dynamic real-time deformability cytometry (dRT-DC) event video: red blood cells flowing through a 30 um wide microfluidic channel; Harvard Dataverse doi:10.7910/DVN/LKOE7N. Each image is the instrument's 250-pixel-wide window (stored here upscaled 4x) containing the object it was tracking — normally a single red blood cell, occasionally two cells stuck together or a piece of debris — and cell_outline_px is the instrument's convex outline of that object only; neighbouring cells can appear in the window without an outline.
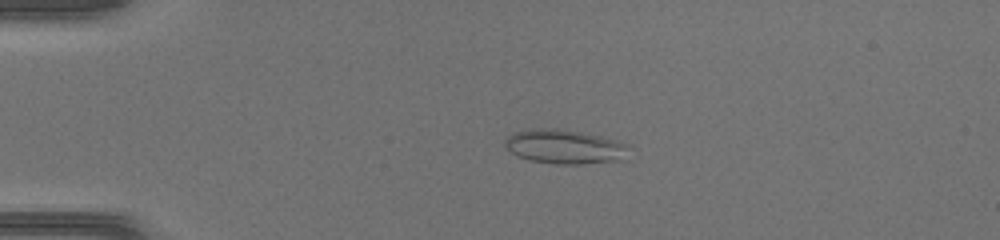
{"species": "common noctule bat (a hibernating species)", "species_latin": "Nyctalus noctula", "temperature_condition": "warm", "stored_images_in_passage": 39, "camera_frame_rate_fps": 3000, "um_per_image_px": 0.085, "animal": {"sex": "female", "body_mass_g": 17.0, "forearm_length_mm": 48.0}, "frame": {"image": 1, "passage_image": 4, "time_ms": 1.0, "image_size_px": [1000, 240], "cell_outline_px": [[632, 148], [628, 160], [580, 164], [556, 164], [528, 160], [516, 156], [504, 144], [504, 140], [508, 136], [516, 132], [528, 128], [552, 128], [580, 132], [620, 140], [632, 144]], "centroid_in_image_um": [48.12, 12.48], "position_along_channel_um": 36.9, "area_um2": 25.43}}
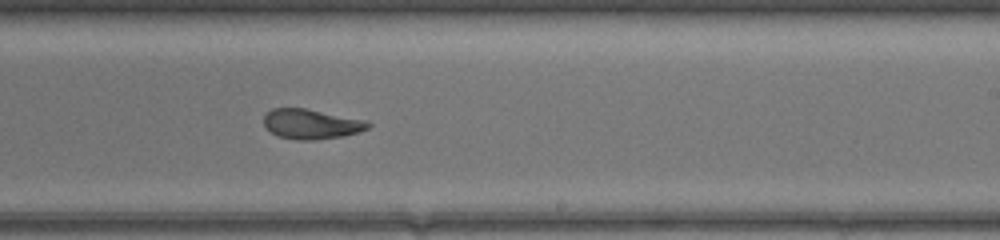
{"frame": {"image": 2, "passage_image": 22, "time_ms": 7.0, "image_size_px": [1000, 240], "cell_outline_px": [[372, 124], [368, 128], [360, 132], [344, 136], [312, 140], [296, 140], [276, 136], [264, 124], [264, 116], [272, 108], [304, 108], [368, 120]], "centroid_in_image_um": [26.49, 10.55], "position_along_channel_um": 262.5, "area_um2": 18.26}}
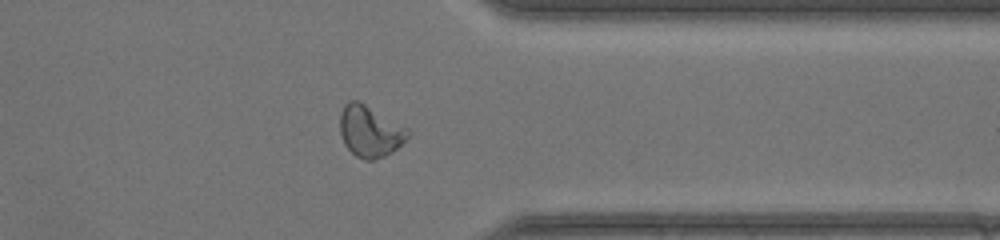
{"frame": {"image": 3, "passage_image": 30, "time_ms": 9.667, "image_size_px": [1000, 240], "cell_outline_px": [[412, 132], [392, 152], [384, 156], [372, 160], [364, 160], [356, 156], [344, 144], [340, 132], [340, 112], [344, 104], [348, 100], [360, 100]], "centroid_in_image_um": [31.4, 11.14], "position_along_channel_um": 380.0, "area_um2": 20.17}}